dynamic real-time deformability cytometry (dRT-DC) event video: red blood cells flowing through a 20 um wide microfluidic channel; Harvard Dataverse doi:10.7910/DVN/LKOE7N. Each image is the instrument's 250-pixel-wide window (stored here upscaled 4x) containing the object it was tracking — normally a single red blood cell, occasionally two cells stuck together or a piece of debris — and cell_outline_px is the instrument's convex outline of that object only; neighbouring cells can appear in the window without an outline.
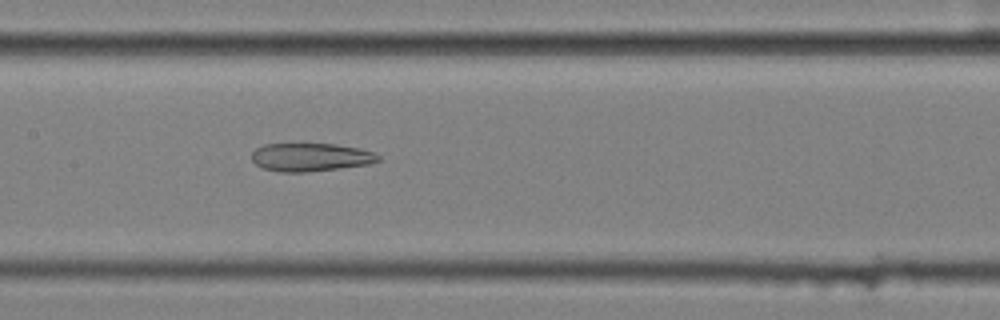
{"species": "common noctule bat (a hibernating species)", "species_latin": "Nyctalus noctula", "temperature_condition": "cold", "stored_images_in_passage": 55, "camera_frame_rate_fps": 3000, "um_per_image_px": 0.085, "animal": {"sex": "female", "body_mass_g": 25.1}, "frame": {"image": 1, "passage_image": 27, "time_ms": 8.667, "image_size_px": [1000, 320], "cell_outline_px": [[380, 160], [372, 164], [340, 168], [304, 172], [280, 172], [264, 168], [256, 164], [252, 160], [252, 152], [256, 148], [264, 144], [336, 144], [360, 148], [372, 152], [380, 156]], "centroid_in_image_um": [26.42, 13.36], "position_along_channel_um": 181.0, "area_um2": 20.81}}
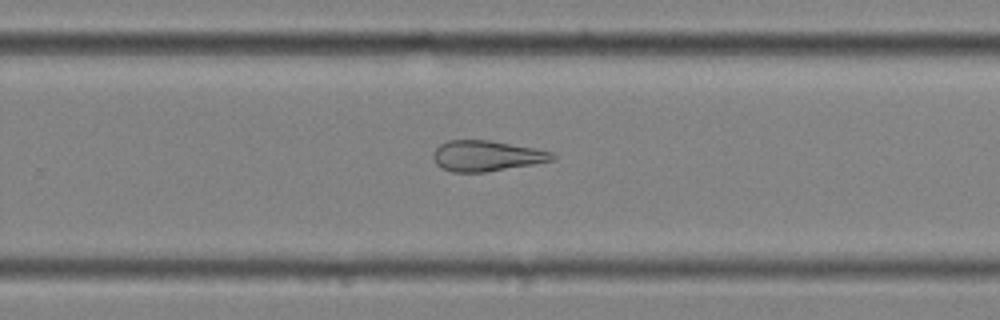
{"frame": {"image": 2, "passage_image": 36, "time_ms": 11.667, "image_size_px": [1000, 320], "cell_outline_px": [[556, 156], [552, 160], [532, 164], [484, 172], [452, 172], [440, 168], [436, 164], [432, 156], [432, 152], [440, 144], [448, 140], [488, 140], [532, 148], [552, 152]], "centroid_in_image_um": [41.27, 13.25], "position_along_channel_um": 288.5, "area_um2": 21.04}}
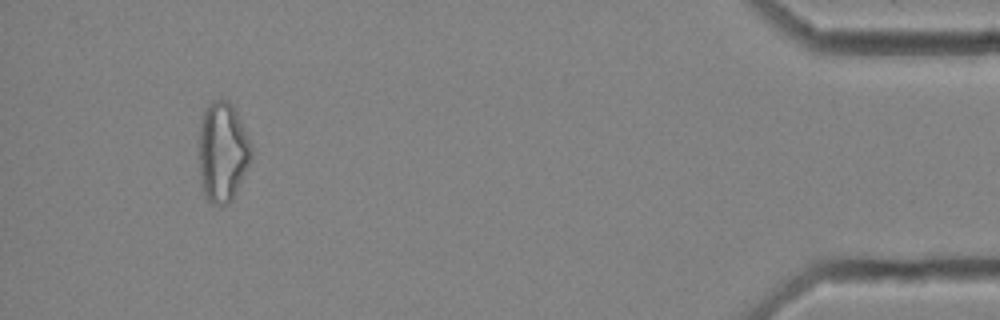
{"frame": {"image": 3, "passage_image": 52, "time_ms": 17.0, "image_size_px": [1000, 320], "cell_outline_px": [[252, 160], [232, 200], [228, 204], [212, 204], [204, 196], [200, 176], [200, 124], [204, 108], [212, 100], [228, 100], [232, 104], [252, 144]], "centroid_in_image_um": [18.94, 12.91], "position_along_channel_um": 416.3, "area_um2": 30.58}, "authors_computed_cell_mechanics": {"area_um2": 27.5128, "velocity_mm_per_s": 3.5895, "shape_relaxation_time_tau1_ms": null, "shape_relaxation_time_tau2_ms": 9.4215, "deformation_change_tau1": null, "deformation_change_tau2": 0.2477}}